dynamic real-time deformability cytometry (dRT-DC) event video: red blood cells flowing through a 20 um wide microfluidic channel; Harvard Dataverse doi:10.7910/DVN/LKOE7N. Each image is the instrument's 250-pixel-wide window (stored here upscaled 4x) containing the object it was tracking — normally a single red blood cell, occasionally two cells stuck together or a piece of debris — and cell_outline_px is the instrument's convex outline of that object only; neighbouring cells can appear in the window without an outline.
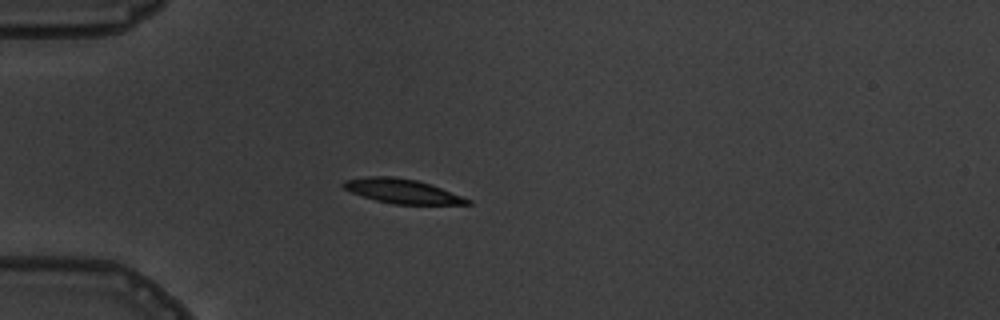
{"species": "common noctule bat (a hibernating species)", "species_latin": "Nyctalus noctula", "temperature_condition": "warm", "stored_images_in_passage": 4, "camera_frame_rate_fps": 3000, "um_per_image_px": 0.085, "animal": {"sex": "male", "body_mass_g": 19.5, "forearm_length_mm": 54.6}, "frame": {"image": 1, "passage_image": 4, "time_ms": 3.333, "image_size_px": [1000, 320], "cell_outline_px": [[472, 204], [392, 204], [376, 200], [352, 192], [344, 188], [340, 184], [344, 180], [368, 176], [396, 176], [416, 180], [432, 184], [472, 200]], "centroid_in_image_um": [34.2, 16.23], "position_along_channel_um": 50.8, "area_um2": 17.63}}